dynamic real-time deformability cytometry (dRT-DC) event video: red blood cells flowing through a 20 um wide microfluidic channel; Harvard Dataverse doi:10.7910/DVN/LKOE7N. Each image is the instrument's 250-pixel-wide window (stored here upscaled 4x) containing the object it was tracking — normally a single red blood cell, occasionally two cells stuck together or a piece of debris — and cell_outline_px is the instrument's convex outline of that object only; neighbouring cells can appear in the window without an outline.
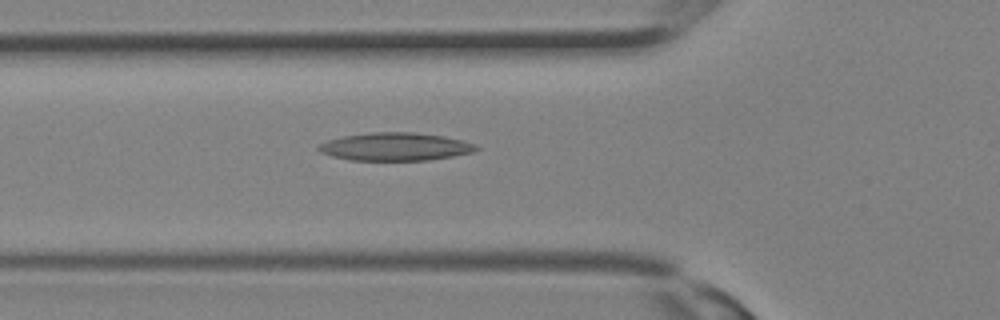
{"species": "Egyptian fruit bat (a non-hibernating species)", "species_latin": "Rousettus aegyptiacus", "temperature_condition": "room temperature", "stored_images_in_passage": 10, "camera_frame_rate_fps": 3000, "um_per_image_px": 0.085, "animal": {"sex": "female"}, "frame": {"image": 1, "passage_image": 2, "time_ms": 0.333, "image_size_px": [1000, 320], "cell_outline_px": [[480, 148], [472, 152], [452, 156], [428, 160], [348, 160], [332, 156], [320, 152], [316, 148], [320, 144], [328, 140], [344, 136], [372, 132], [416, 132], [444, 136], [464, 140], [476, 144]], "centroid_in_image_um": [33.61, 12.46], "position_along_channel_um": 92.2, "area_um2": 25.72}}
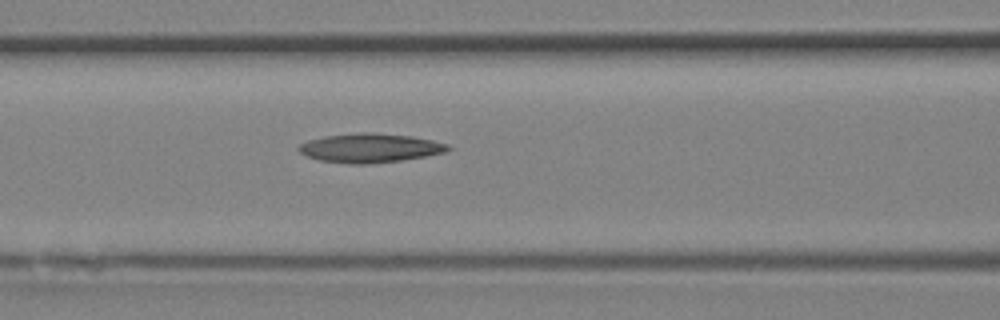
{"frame": {"image": 2, "passage_image": 4, "time_ms": 1.0, "image_size_px": [1000, 320], "cell_outline_px": [[452, 148], [444, 152], [424, 156], [400, 160], [364, 164], [348, 164], [320, 160], [308, 156], [300, 152], [296, 148], [300, 144], [308, 140], [324, 136], [360, 132], [376, 132], [412, 136], [432, 140], [448, 144]], "centroid_in_image_um": [31.43, 12.56], "position_along_channel_um": 135.2, "area_um2": 25.2}}
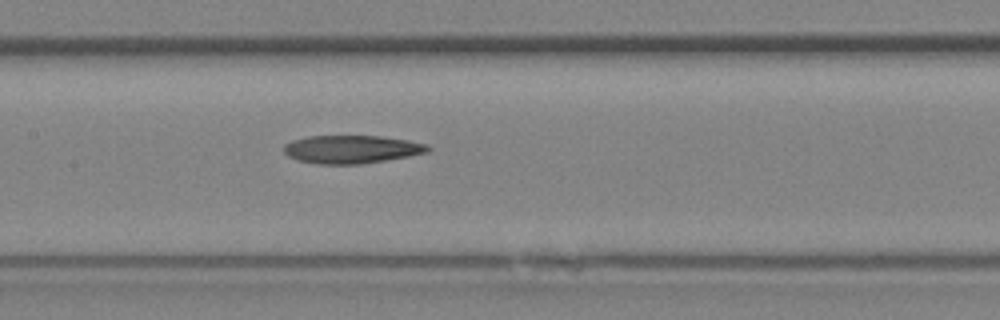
{"frame": {"image": 3, "passage_image": 6, "time_ms": 1.667, "image_size_px": [1000, 320], "cell_outline_px": [[432, 148], [428, 152], [408, 156], [360, 164], [316, 164], [296, 160], [288, 156], [284, 152], [284, 144], [292, 140], [308, 136], [380, 136], [408, 140], [428, 144]], "centroid_in_image_um": [29.87, 12.69], "position_along_channel_um": 177.5, "area_um2": 23.64}}